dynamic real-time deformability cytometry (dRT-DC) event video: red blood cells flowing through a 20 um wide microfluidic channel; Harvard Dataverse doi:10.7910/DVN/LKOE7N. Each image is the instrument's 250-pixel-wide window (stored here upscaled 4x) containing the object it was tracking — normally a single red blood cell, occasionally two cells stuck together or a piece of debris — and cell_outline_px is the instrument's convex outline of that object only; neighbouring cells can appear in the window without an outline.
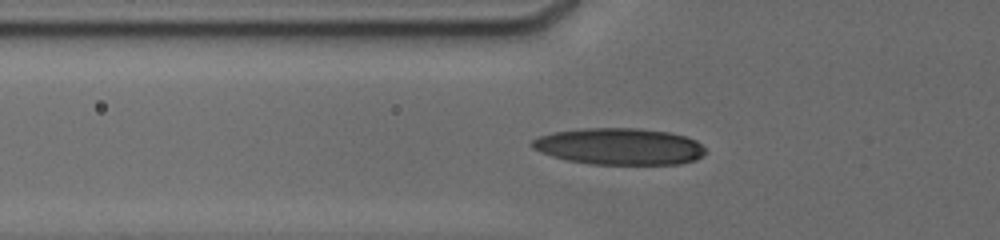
{"species": "human", "species_latin": "Homo sapiens", "temperature_condition": "cold", "stored_images_in_passage": 11, "camera_frame_rate_fps": 3000, "um_per_image_px": 0.085, "donor": {"sex": "male"}, "frame": {"image": 1, "passage_image": 10, "time_ms": 7.0, "image_size_px": [1000, 240], "cell_outline_px": [[704, 152], [696, 160], [680, 164], [592, 164], [568, 160], [552, 156], [540, 152], [532, 148], [532, 140], [540, 136], [552, 132], [584, 128], [636, 128], [668, 132], [684, 136], [696, 140], [704, 148]], "centroid_in_image_um": [52.63, 12.44], "position_along_channel_um": 73.2, "area_um2": 36.82}}